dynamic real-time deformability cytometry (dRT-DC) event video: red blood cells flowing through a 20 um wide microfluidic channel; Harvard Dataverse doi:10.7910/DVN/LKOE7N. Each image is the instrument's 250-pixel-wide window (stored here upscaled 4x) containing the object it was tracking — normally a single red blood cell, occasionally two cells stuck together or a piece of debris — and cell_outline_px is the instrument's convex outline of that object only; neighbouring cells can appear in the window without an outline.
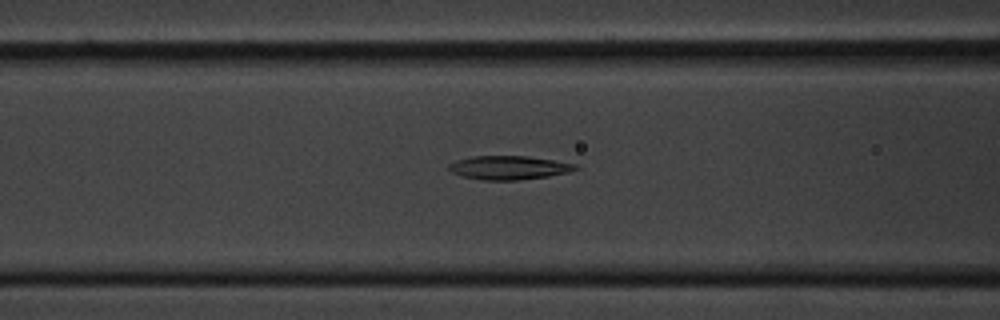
{"species": "common noctule bat (a hibernating species)", "species_latin": "Nyctalus noctula", "temperature_condition": "cold", "stored_images_in_passage": 32, "segment_of_instrument_passage": [1, 2], "camera_frame_rate_fps": 3000, "um_per_image_px": 0.085, "animal": {"sex": "male", "body_mass_g": 20.1, "forearm_length_mm": 53.5}, "frame": {"image": 1, "passage_image": 8, "time_ms": 2.333, "image_size_px": [1000, 320], "cell_outline_px": [[580, 168], [568, 172], [548, 176], [516, 180], [480, 180], [460, 176], [452, 172], [448, 168], [448, 164], [472, 156], [528, 156], [576, 164]], "centroid_in_image_um": [43.24, 14.25], "position_along_channel_um": 123.4, "area_um2": 17.4}}
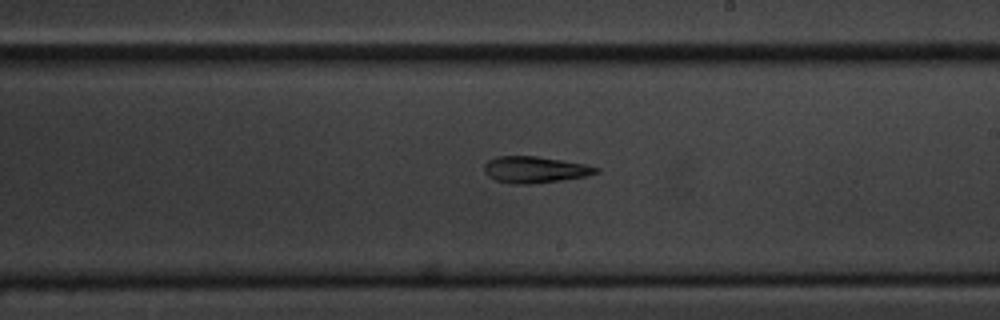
{"frame": {"image": 2, "passage_image": 18, "time_ms": 5.667, "image_size_px": [1000, 320], "cell_outline_px": [[600, 172], [588, 176], [532, 184], [512, 184], [496, 180], [488, 176], [484, 172], [484, 164], [488, 160], [496, 156], [536, 156], [584, 164], [600, 168]], "centroid_in_image_um": [45.45, 14.42], "position_along_channel_um": 243.5, "area_um2": 17.28}}
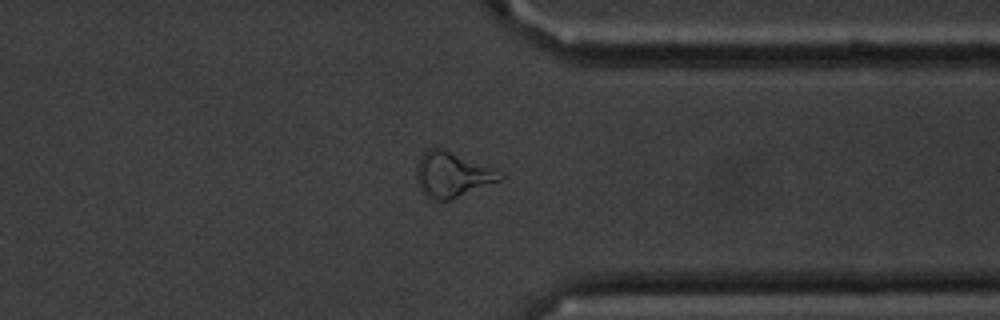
{"frame": {"image": 3, "passage_image": 29, "time_ms": 9.333, "image_size_px": [1000, 320], "cell_outline_px": [[504, 180], [452, 200], [436, 200], [424, 196], [416, 180], [416, 164], [420, 156], [428, 148], [440, 148], [488, 168], [504, 176]], "centroid_in_image_um": [38.37, 14.9], "position_along_channel_um": 373.0, "area_um2": 21.62}}